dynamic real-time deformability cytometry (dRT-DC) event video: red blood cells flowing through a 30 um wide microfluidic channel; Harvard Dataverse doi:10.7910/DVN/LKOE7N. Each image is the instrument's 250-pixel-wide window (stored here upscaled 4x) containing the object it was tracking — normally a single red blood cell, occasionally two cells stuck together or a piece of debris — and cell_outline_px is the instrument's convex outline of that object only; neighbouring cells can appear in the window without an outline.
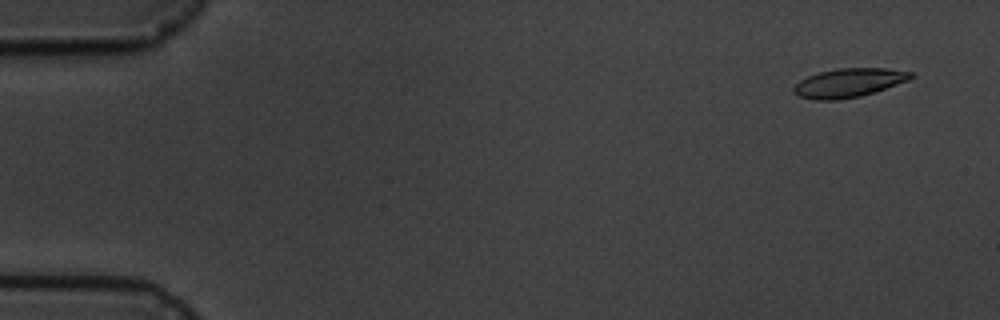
{"species": "common noctule bat (a hibernating species)", "species_latin": "Nyctalus noctula", "temperature_condition": "cold", "stored_images_in_passage": 4, "camera_frame_rate_fps": 3000, "um_per_image_px": 0.085, "animal": {"sex": "male", "body_mass_g": 19.5, "forearm_length_mm": 54.6}, "frame": {"image": 1, "passage_image": 1, "time_ms": 0.0, "image_size_px": [1000, 320], "cell_outline_px": [[916, 76], [908, 80], [876, 92], [860, 96], [836, 100], [816, 100], [800, 96], [792, 92], [792, 88], [800, 80], [808, 76], [820, 72], [836, 68], [884, 68], [916, 72]], "centroid_in_image_um": [72.18, 7.03], "position_along_channel_um": 12.8, "area_um2": 19.83}}